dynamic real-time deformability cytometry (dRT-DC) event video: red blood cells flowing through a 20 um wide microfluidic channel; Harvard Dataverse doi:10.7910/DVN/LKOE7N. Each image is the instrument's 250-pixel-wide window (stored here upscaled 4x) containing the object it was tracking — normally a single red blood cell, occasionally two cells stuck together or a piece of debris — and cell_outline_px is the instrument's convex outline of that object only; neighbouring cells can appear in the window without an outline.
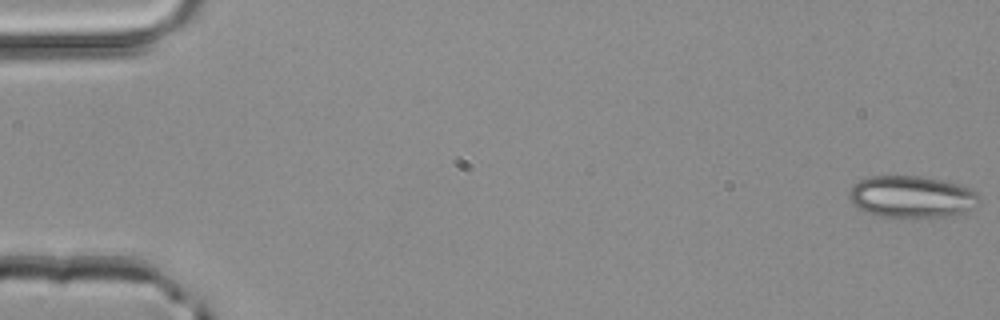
{"species": "common noctule bat (a hibernating species)", "species_latin": "Nyctalus noctula", "temperature_condition": "room temperature", "stored_images_in_passage": 4, "camera_frame_rate_fps": 3000, "um_per_image_px": 0.085, "animal": {"sex": "male", "body_mass_g": 20.4}, "frame": {"image": 1, "passage_image": 1, "time_ms": 0.0, "image_size_px": [1000, 320], "cell_outline_px": [[980, 204], [968, 212], [944, 216], [880, 216], [868, 212], [852, 204], [848, 196], [848, 192], [852, 184], [868, 176], [920, 176], [940, 180], [956, 184], [968, 188], [976, 192], [980, 196]], "centroid_in_image_um": [77.49, 16.71], "position_along_channel_um": 7.5, "area_um2": 31.56}}